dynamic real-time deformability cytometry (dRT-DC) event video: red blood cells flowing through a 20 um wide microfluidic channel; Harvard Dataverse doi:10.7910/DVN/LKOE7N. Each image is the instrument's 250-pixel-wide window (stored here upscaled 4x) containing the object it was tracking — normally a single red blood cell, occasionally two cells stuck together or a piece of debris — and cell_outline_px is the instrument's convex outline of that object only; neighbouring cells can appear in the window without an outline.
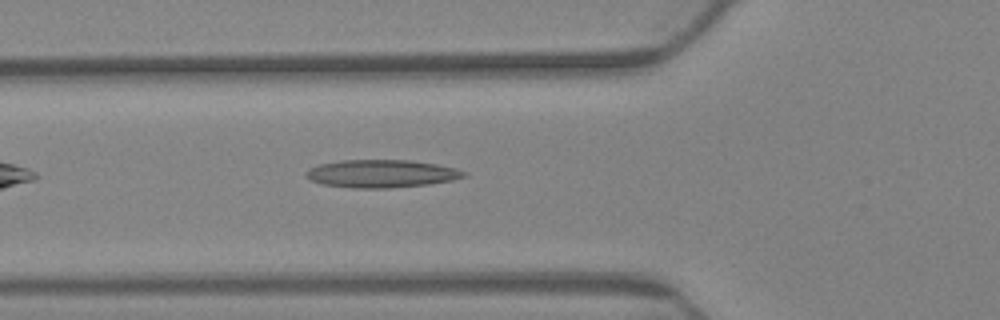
{"species": "Egyptian fruit bat (a non-hibernating species)", "species_latin": "Rousettus aegyptiacus", "temperature_condition": "warm", "stored_images_in_passage": 3, "camera_frame_rate_fps": 3000, "um_per_image_px": 0.085, "animal": {"sex": "female"}, "frame": {"image": 1, "passage_image": 2, "time_ms": 0.333, "image_size_px": [1000, 320], "cell_outline_px": [[752, 280], [748, 284], [724, 272], [676, 232], [664, 216], [668, 216], [684, 220], [704, 228], [728, 248], [752, 272]], "centroid_in_image_um": [60.49, 21.15], "position_along_channel_um": 65.3, "area_um2": 13.01}}